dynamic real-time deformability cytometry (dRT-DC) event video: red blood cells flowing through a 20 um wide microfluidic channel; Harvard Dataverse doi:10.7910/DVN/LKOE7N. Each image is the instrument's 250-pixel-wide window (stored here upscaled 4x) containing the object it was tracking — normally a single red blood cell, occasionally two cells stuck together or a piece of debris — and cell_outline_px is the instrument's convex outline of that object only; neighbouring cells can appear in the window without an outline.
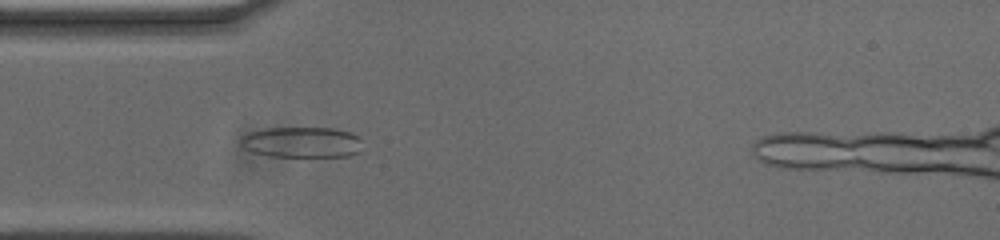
{"species": "common noctule bat (a hibernating species)", "species_latin": "Nyctalus noctula", "temperature_condition": "cold", "stored_images_in_passage": 48, "segment_of_instrument_passage": [1, 2], "camera_frame_rate_fps": 3000, "um_per_image_px": 0.085, "animal": {"sex": "male", "body_mass_g": 20.0, "forearm_length_mm": 53.3}, "frame": {"image": 1, "passage_image": 14, "time_ms": 4.333, "image_size_px": [1000, 240], "cell_outline_px": [[360, 140], [356, 152], [348, 156], [268, 156], [252, 152], [244, 148], [240, 144], [240, 140], [244, 136], [252, 132], [264, 128], [336, 128], [352, 132]], "centroid_in_image_um": [25.61, 12.08], "position_along_channel_um": 59.4, "area_um2": 21.5}}
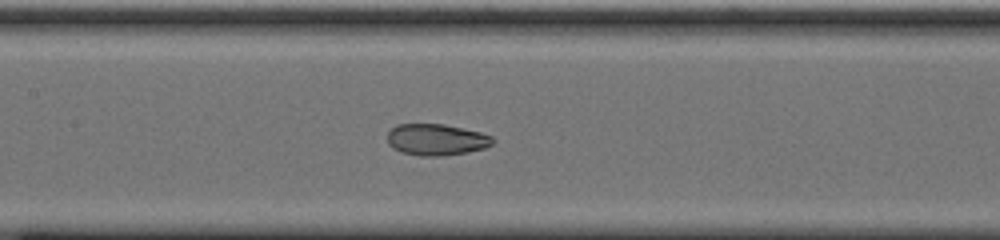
{"frame": {"image": 2, "passage_image": 23, "time_ms": 7.333, "image_size_px": [1000, 240], "cell_outline_px": [[496, 140], [492, 144], [484, 148], [468, 152], [440, 156], [420, 156], [400, 152], [392, 148], [388, 144], [388, 132], [396, 124], [444, 124], [480, 132], [492, 136]], "centroid_in_image_um": [37.08, 11.87], "position_along_channel_um": 170.3, "area_um2": 19.42}}
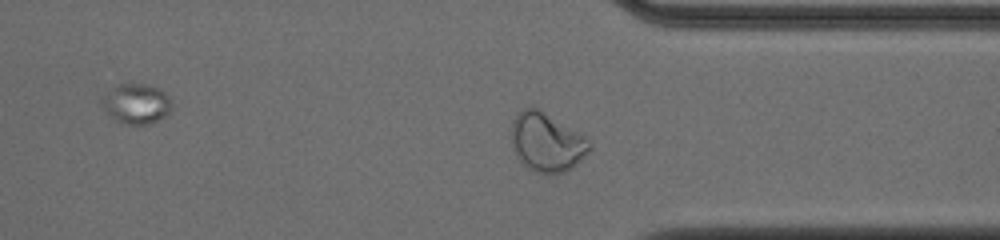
{"frame": {"image": 3, "passage_image": 39, "time_ms": 12.667, "image_size_px": [1000, 240], "cell_outline_px": [[592, 148], [572, 168], [564, 172], [548, 176], [532, 172], [520, 160], [512, 148], [512, 120], [516, 112], [524, 108], [536, 108], [584, 136], [592, 144]], "centroid_in_image_um": [46.45, 12.14], "position_along_channel_um": 365.0, "area_um2": 26.7}}